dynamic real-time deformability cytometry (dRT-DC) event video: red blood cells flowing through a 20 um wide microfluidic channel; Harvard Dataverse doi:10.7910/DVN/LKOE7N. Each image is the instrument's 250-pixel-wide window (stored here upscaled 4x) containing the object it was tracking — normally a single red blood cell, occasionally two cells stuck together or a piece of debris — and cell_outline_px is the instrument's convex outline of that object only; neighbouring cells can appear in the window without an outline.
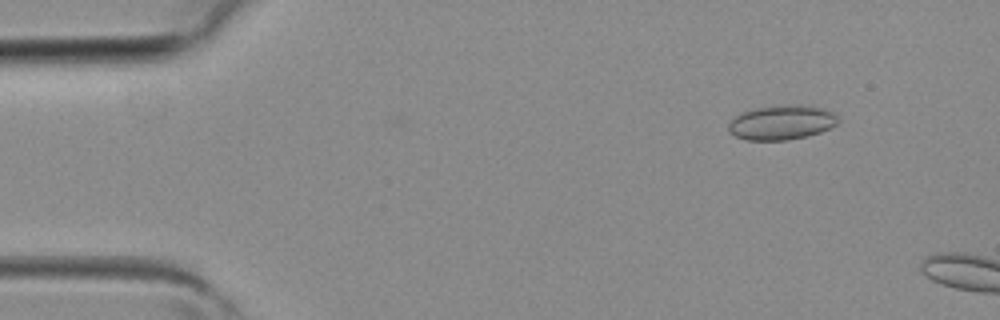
{"species": "common noctule bat (a hibernating species)", "species_latin": "Nyctalus noctula", "temperature_condition": "room temperature", "stored_images_in_passage": 2, "camera_frame_rate_fps": 3000, "um_per_image_px": 0.085, "animal": {"sex": "female", "body_mass_g": 19.3, "forearm_length_mm": 54.1}, "frame": {"image": 1, "passage_image": 1, "time_ms": 0.0, "image_size_px": [1000, 320], "cell_outline_px": [[840, 120], [836, 124], [820, 132], [808, 136], [788, 140], [744, 140], [728, 132], [728, 124], [736, 116], [744, 112], [756, 108], [784, 104], [808, 104], [836, 112]], "centroid_in_image_um": [66.48, 10.4], "position_along_channel_um": 18.5, "area_um2": 22.37}}